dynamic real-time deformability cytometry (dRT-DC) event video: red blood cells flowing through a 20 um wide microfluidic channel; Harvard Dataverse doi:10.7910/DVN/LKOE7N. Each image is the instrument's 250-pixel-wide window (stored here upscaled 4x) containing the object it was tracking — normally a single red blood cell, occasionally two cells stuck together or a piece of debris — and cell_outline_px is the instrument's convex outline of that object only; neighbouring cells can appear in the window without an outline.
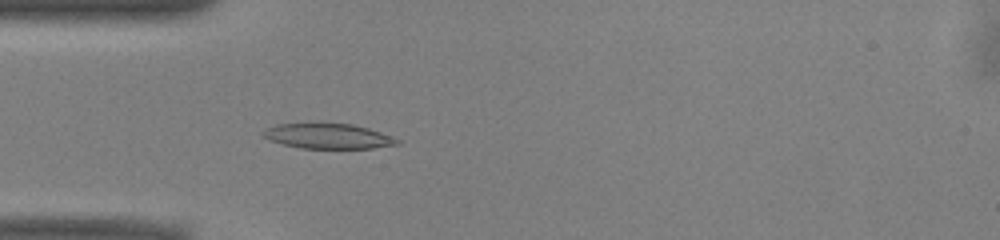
{"species": "common noctule bat (a hibernating species)", "species_latin": "Nyctalus noctula", "temperature_condition": "warm", "stored_images_in_passage": 50, "camera_frame_rate_fps": 3000, "um_per_image_px": 0.085, "animal": {"sex": "male", "body_mass_g": 13.0, "forearm_length_mm": 53.1}, "frame": {"image": 1, "passage_image": 14, "time_ms": 4.333, "image_size_px": [1000, 240], "cell_outline_px": [[400, 144], [372, 148], [300, 148], [268, 140], [260, 136], [260, 132], [276, 124], [352, 124], [368, 128], [380, 132], [400, 140]], "centroid_in_image_um": [27.85, 11.58], "position_along_channel_um": 57.1, "area_um2": 19.42}}
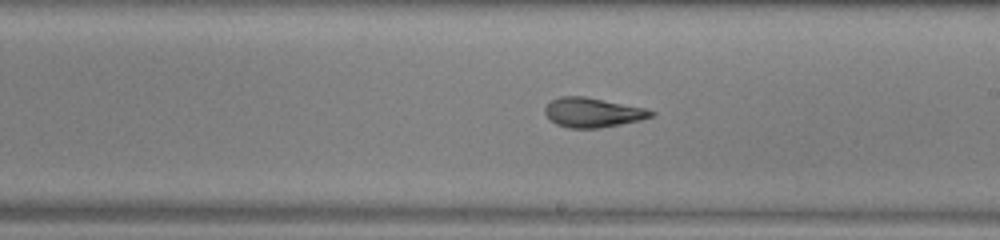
{"frame": {"image": 2, "passage_image": 28, "time_ms": 9.0, "image_size_px": [1000, 240], "cell_outline_px": [[656, 112], [652, 116], [640, 120], [600, 128], [568, 128], [556, 124], [544, 112], [544, 108], [552, 100], [560, 96], [584, 96], [644, 108]], "centroid_in_image_um": [50.36, 9.56], "position_along_channel_um": 238.6, "area_um2": 18.03}}
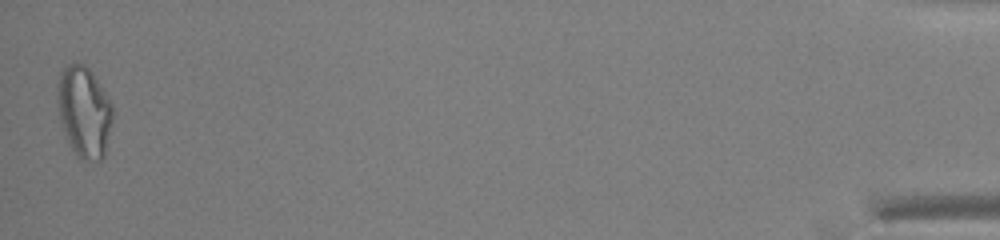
{"frame": {"image": 3, "passage_image": 50, "time_ms": 16.333, "image_size_px": [1000, 240], "cell_outline_px": [[112, 120], [104, 156], [100, 160], [80, 160], [76, 156], [64, 132], [60, 120], [56, 100], [56, 96], [60, 72], [68, 64], [76, 60], [84, 64], [92, 72], [112, 104]], "centroid_in_image_um": [7.13, 9.47], "position_along_channel_um": 428.1, "area_um2": 29.36}, "authors_computed_cell_mechanics": {"area_um2": 20.2589, "velocity_mm_per_s": 3.9546, "shape_relaxation_time_tau1_ms": null, "shape_relaxation_time_tau2_ms": 2.03, "deformation_change_tau1": null, "deformation_change_tau2": 0.1002}}